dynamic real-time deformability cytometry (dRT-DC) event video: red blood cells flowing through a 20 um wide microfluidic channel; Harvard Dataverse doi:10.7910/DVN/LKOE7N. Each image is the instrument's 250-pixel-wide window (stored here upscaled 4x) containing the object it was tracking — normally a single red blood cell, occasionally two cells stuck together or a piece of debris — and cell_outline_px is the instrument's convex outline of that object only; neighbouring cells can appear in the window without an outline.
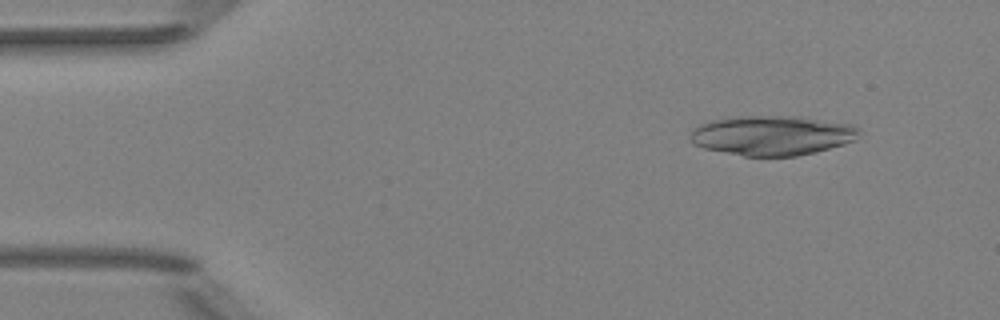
{"species": "Egyptian fruit bat (a non-hibernating species)", "species_latin": "Rousettus aegyptiacus", "temperature_condition": "room temperature", "stored_images_in_passage": 8, "camera_frame_rate_fps": 3000, "um_per_image_px": 0.085, "animal": {"sex": "female"}, "frame": {"image": 1, "passage_image": 2, "time_ms": 1.333, "image_size_px": [1000, 320], "cell_outline_px": [[860, 132], [856, 140], [844, 144], [796, 156], [744, 156], [704, 148], [692, 144], [688, 136], [692, 128], [700, 124], [712, 120], [728, 116], [800, 116], [852, 124]], "centroid_in_image_um": [65.58, 11.49], "position_along_channel_um": 19.4, "area_um2": 39.36}}